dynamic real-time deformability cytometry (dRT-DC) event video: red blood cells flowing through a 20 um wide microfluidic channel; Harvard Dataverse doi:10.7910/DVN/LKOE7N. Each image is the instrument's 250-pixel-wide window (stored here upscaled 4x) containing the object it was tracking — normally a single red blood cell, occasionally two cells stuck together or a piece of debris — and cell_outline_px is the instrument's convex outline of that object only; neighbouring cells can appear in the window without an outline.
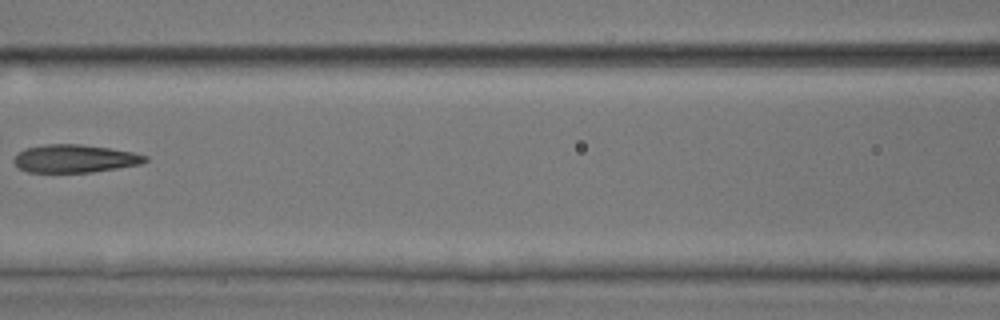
{"species": "common noctule bat (a hibernating species)", "species_latin": "Nyctalus noctula", "temperature_condition": "room temperature", "stored_images_in_passage": 4, "camera_frame_rate_fps": 3000, "um_per_image_px": 0.085, "animal": {"sex": "male", "body_mass_g": 17.9, "forearm_length_mm": 54.2}, "frame": {"image": 1, "passage_image": 4, "time_ms": 3.667, "image_size_px": [1000, 320], "cell_outline_px": [[148, 160], [140, 164], [92, 172], [28, 172], [20, 168], [12, 160], [24, 148], [44, 144], [80, 144], [108, 148], [132, 152], [148, 156]], "centroid_in_image_um": [6.35, 13.47], "position_along_channel_um": 160.3, "area_um2": 21.21}}